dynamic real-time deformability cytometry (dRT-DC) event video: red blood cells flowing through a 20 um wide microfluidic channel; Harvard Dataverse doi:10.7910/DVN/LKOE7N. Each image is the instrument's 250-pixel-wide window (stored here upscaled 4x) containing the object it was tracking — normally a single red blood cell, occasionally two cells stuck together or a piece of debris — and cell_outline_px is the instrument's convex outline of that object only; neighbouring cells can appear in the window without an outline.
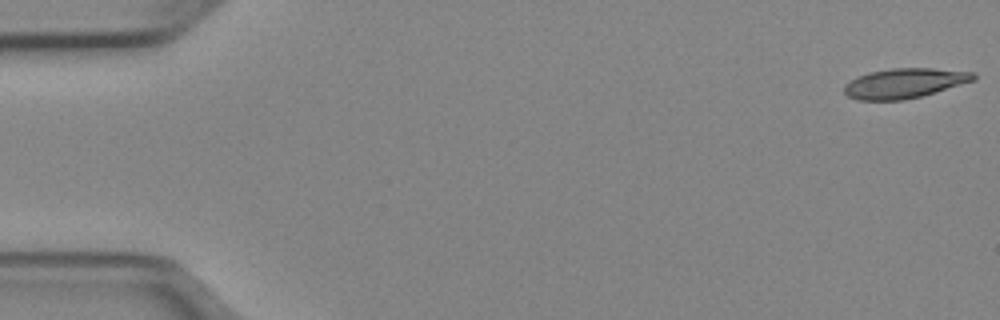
{"species": "Egyptian fruit bat (a non-hibernating species)", "species_latin": "Rousettus aegyptiacus", "temperature_condition": "cold", "stored_images_in_passage": 51, "camera_frame_rate_fps": 3000, "um_per_image_px": 0.085, "animal": {"sex": "female"}, "frame": {"image": 1, "passage_image": 1, "time_ms": 0.0, "image_size_px": [1000, 320], "cell_outline_px": [[976, 80], [920, 96], [904, 100], [856, 100], [848, 96], [844, 92], [844, 84], [868, 72], [892, 68], [932, 68], [972, 72], [976, 76]], "centroid_in_image_um": [76.86, 7.07], "position_along_channel_um": 8.1, "area_um2": 22.31}}
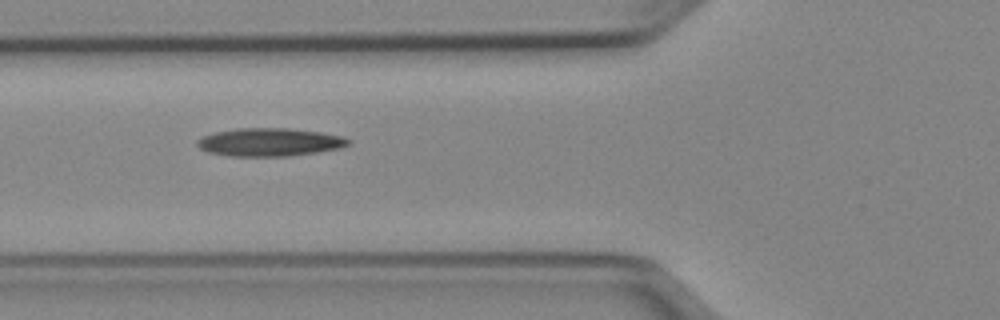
{"frame": {"image": 2, "passage_image": 19, "time_ms": 6.0, "image_size_px": [1000, 320], "cell_outline_px": [[352, 140], [348, 144], [340, 148], [316, 152], [288, 156], [232, 156], [208, 152], [200, 148], [196, 144], [196, 140], [204, 136], [216, 132], [236, 128], [288, 128], [320, 132], [344, 136]], "centroid_in_image_um": [22.93, 12.08], "position_along_channel_um": 102.9, "area_um2": 24.68}}
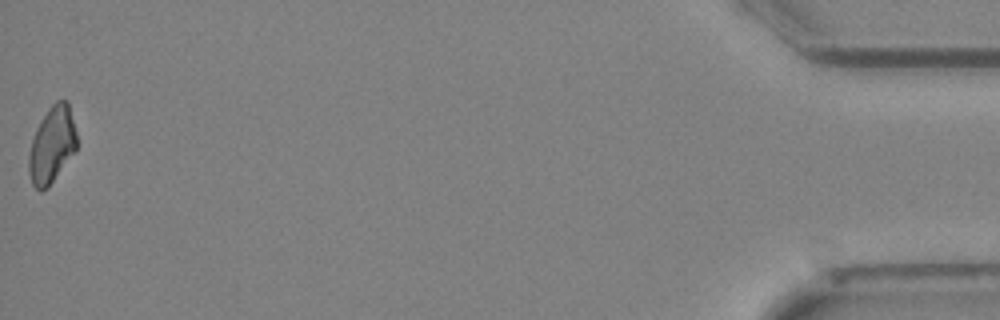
{"frame": {"image": 3, "passage_image": 51, "time_ms": 16.667, "image_size_px": [1000, 320], "cell_outline_px": [[76, 152], [48, 188], [40, 192], [32, 184], [28, 172], [28, 156], [32, 140], [36, 128], [48, 108], [56, 100], [68, 100], [76, 132]], "centroid_in_image_um": [4.41, 12.34], "position_along_channel_um": 430.8, "area_um2": 21.62}, "authors_computed_cell_mechanics": {"area_um2": 22.831, "velocity_mm_per_s": 3.976, "shape_relaxation_time_tau1_ms": 7.8656, "shape_relaxation_time_tau2_ms": null, "deformation_change_tau1": 0.2074, "deformation_change_tau2": null}}